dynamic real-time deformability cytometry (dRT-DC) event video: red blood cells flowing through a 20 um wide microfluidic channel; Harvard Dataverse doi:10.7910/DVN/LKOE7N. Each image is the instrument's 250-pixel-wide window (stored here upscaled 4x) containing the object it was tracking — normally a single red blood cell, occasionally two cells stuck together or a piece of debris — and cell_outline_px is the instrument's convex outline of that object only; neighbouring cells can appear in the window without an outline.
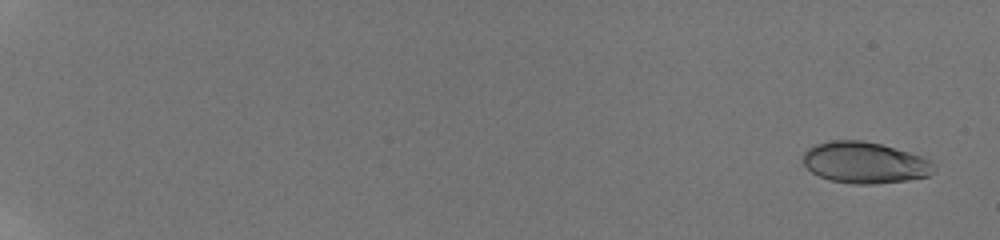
{"species": "human", "species_latin": "Homo sapiens", "temperature_condition": "room temperature", "stored_images_in_passage": 28, "camera_frame_rate_fps": 3000, "um_per_image_px": 0.085, "donor": {"sex": "male"}, "frame": {"image": 1, "passage_image": 1, "time_ms": 0.0, "image_size_px": [1000, 240], "cell_outline_px": [[936, 168], [928, 176], [908, 180], [872, 184], [852, 184], [828, 180], [812, 172], [804, 164], [800, 156], [808, 148], [816, 144], [832, 140], [860, 140], [880, 144], [908, 152], [932, 160]], "centroid_in_image_um": [73.48, 13.83], "position_along_channel_um": 11.5, "area_um2": 31.62}}
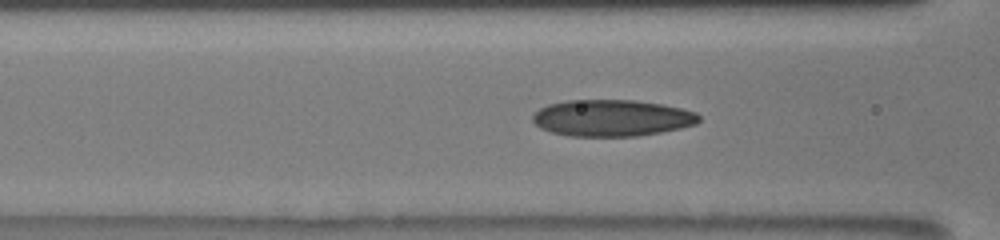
{"frame": {"image": 2, "passage_image": 23, "time_ms": 8.667, "image_size_px": [1000, 240], "cell_outline_px": [[700, 120], [696, 124], [680, 128], [660, 132], [636, 136], [568, 136], [552, 132], [540, 128], [532, 120], [532, 116], [540, 108], [548, 104], [568, 100], [636, 100], [660, 104], [680, 108], [696, 112], [700, 116]], "centroid_in_image_um": [52.0, 10.03], "position_along_channel_um": 114.6, "area_um2": 35.37}}
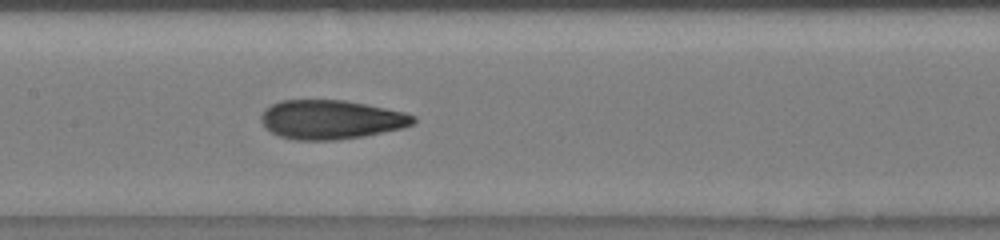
{"frame": {"image": 3, "passage_image": 28, "time_ms": 10.333, "image_size_px": [1000, 240], "cell_outline_px": [[416, 120], [412, 124], [404, 128], [364, 136], [336, 140], [296, 140], [280, 136], [264, 128], [260, 120], [260, 116], [264, 108], [280, 100], [344, 100], [404, 112], [416, 116]], "centroid_in_image_um": [28.1, 10.17], "position_along_channel_um": 179.3, "area_um2": 34.8}}